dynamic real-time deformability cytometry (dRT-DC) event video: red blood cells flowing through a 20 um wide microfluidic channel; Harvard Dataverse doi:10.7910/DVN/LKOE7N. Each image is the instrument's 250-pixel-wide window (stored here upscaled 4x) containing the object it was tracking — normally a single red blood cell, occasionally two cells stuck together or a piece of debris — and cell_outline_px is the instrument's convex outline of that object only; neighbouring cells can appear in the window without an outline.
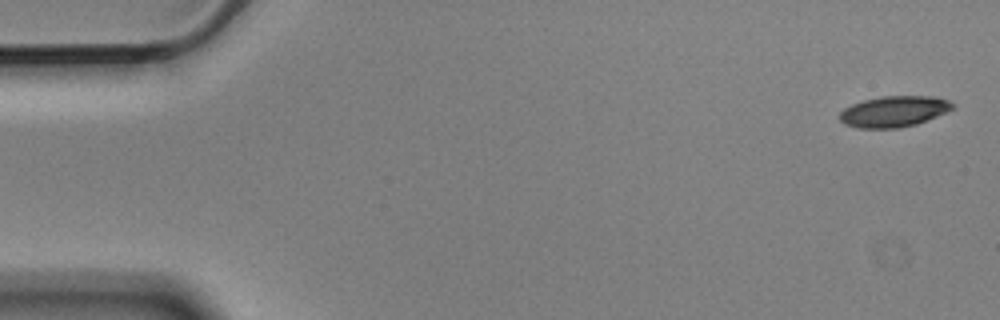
{"species": "Egyptian fruit bat (a non-hibernating species)", "species_latin": "Rousettus aegyptiacus", "temperature_condition": "cold", "stored_images_in_passage": 5, "camera_frame_rate_fps": 3000, "um_per_image_px": 0.085, "animal": {"sex": "male"}, "frame": {"image": 1, "passage_image": 1, "time_ms": 0.0, "image_size_px": [1000, 320], "cell_outline_px": [[956, 108], [916, 124], [900, 128], [856, 128], [844, 124], [840, 120], [840, 112], [844, 108], [852, 104], [864, 100], [880, 96], [936, 96], [948, 100], [956, 104]], "centroid_in_image_um": [76.0, 9.47], "position_along_channel_um": 9.0, "area_um2": 20.52}}
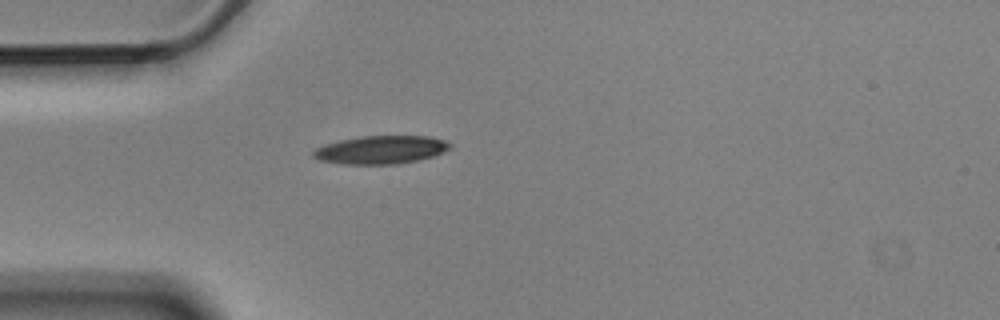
{"frame": {"image": 2, "passage_image": 5, "time_ms": 1.333, "image_size_px": [1000, 320], "cell_outline_px": [[452, 148], [444, 152], [432, 156], [416, 160], [396, 164], [340, 164], [320, 160], [312, 156], [312, 152], [316, 148], [324, 144], [340, 140], [364, 136], [428, 136], [444, 140], [452, 144]], "centroid_in_image_um": [32.37, 12.73], "position_along_channel_um": 52.6, "area_um2": 22.43}}